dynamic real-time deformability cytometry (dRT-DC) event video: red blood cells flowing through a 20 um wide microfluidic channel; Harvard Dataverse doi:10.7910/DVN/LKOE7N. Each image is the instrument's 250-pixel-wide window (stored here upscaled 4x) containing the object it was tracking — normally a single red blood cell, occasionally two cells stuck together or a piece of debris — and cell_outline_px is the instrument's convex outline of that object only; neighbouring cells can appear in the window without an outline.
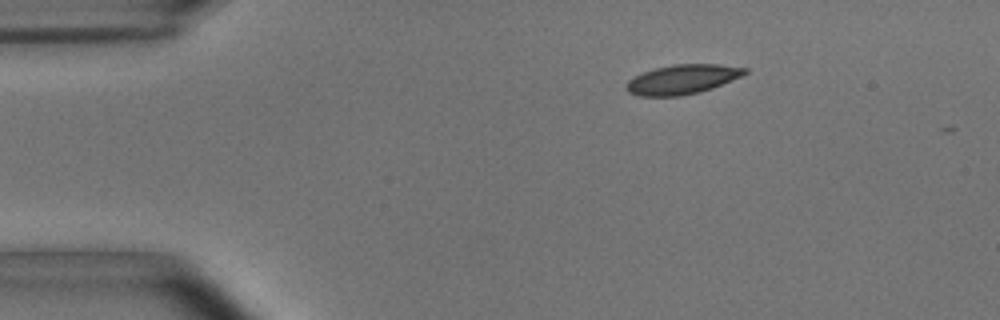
{"species": "common noctule bat (a hibernating species)", "species_latin": "Nyctalus noctula", "temperature_condition": "room temperature", "stored_images_in_passage": 7, "camera_frame_rate_fps": 3000, "um_per_image_px": 0.085, "animal": {"sex": "male", "body_mass_g": 15.6}, "frame": {"image": 1, "passage_image": 1, "time_ms": 0.0, "image_size_px": [1000, 320], "cell_outline_px": [[748, 72], [740, 76], [712, 88], [700, 92], [680, 96], [640, 96], [628, 92], [624, 88], [624, 84], [628, 80], [644, 72], [656, 68], [672, 64], [716, 64], [748, 68]], "centroid_in_image_um": [57.96, 6.75], "position_along_channel_um": 27.0, "area_um2": 20.29}}